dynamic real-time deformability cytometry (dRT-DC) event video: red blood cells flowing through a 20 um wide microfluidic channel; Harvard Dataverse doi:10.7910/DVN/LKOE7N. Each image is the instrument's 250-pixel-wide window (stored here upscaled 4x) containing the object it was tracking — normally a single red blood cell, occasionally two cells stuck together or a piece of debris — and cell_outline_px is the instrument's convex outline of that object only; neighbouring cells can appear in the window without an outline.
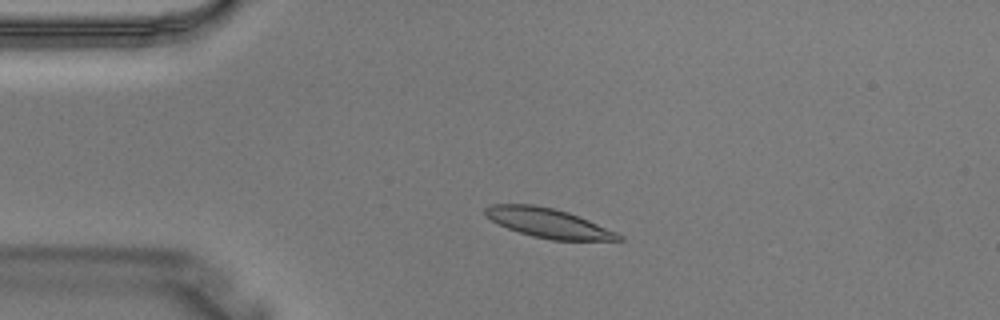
{"species": "Egyptian fruit bat (a non-hibernating species)", "species_latin": "Rousettus aegyptiacus", "temperature_condition": "warm", "stored_images_in_passage": 3, "camera_frame_rate_fps": 3000, "um_per_image_px": 0.085, "animal": {"sex": "male"}, "frame": {"image": 1, "passage_image": 2, "time_ms": 0.333, "image_size_px": [1000, 320], "cell_outline_px": [[624, 240], [552, 240], [532, 236], [508, 228], [484, 216], [484, 208], [488, 204], [532, 204], [552, 208], [568, 212], [588, 220], [616, 232], [624, 236]], "centroid_in_image_um": [46.58, 18.95], "position_along_channel_um": 38.4, "area_um2": 22.66}}
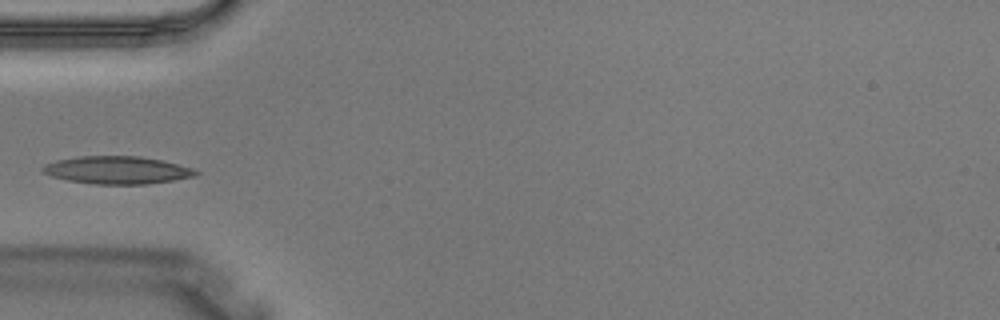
{"frame": {"image": 2, "passage_image": 3, "time_ms": 0.667, "image_size_px": [1000, 320], "cell_outline_px": [[200, 172], [196, 176], [148, 184], [96, 184], [68, 180], [52, 176], [44, 172], [40, 168], [44, 164], [56, 160], [80, 156], [140, 156], [160, 160], [192, 168]], "centroid_in_image_um": [9.94, 14.45], "position_along_channel_um": 75.1, "area_um2": 24.51}}